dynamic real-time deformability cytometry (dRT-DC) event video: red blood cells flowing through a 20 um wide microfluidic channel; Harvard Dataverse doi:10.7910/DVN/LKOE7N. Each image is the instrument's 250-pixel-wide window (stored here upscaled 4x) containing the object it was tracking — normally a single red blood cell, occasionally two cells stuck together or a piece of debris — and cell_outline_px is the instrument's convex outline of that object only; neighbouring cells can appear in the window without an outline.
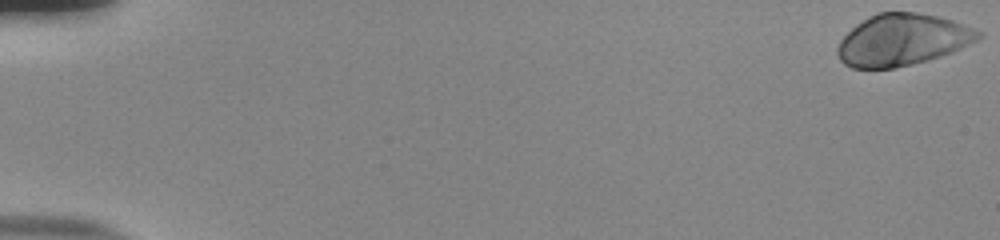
{"species": "human", "species_latin": "Homo sapiens", "temperature_condition": "room temperature", "stored_images_in_passage": 53, "camera_frame_rate_fps": 3000, "um_per_image_px": 0.085, "donor": {"sex": "male"}, "frame": {"image": 1, "passage_image": 1, "time_ms": 0.0, "image_size_px": [1000, 240], "cell_outline_px": [[984, 36], [952, 52], [928, 60], [896, 68], [852, 68], [844, 64], [840, 60], [836, 52], [836, 48], [840, 40], [856, 24], [868, 16], [876, 12], [916, 12], [936, 16], [952, 20], [964, 24], [984, 32]], "centroid_in_image_um": [76.69, 3.38], "position_along_channel_um": 8.3, "area_um2": 42.48}}
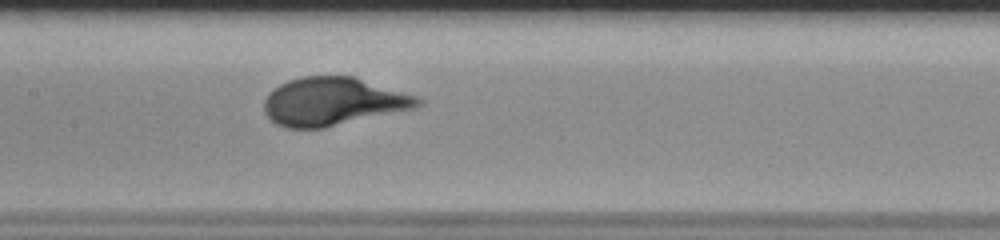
{"frame": {"image": 2, "passage_image": 29, "time_ms": 9.333, "image_size_px": [1000, 240], "cell_outline_px": [[424, 104], [412, 108], [324, 128], [284, 128], [276, 124], [264, 112], [264, 100], [268, 92], [280, 84], [288, 80], [300, 76], [352, 76], [416, 96], [424, 100]], "centroid_in_image_um": [28.25, 8.63], "position_along_channel_um": 179.1, "area_um2": 42.83}}
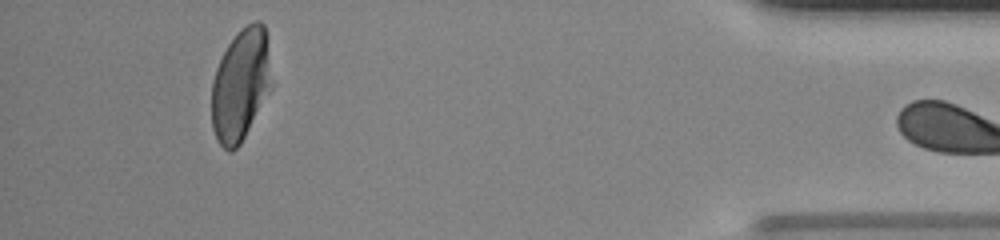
{"frame": {"image": 3, "passage_image": 52, "time_ms": 17.0, "image_size_px": [1000, 240], "cell_outline_px": [[272, 88], [240, 144], [232, 152], [228, 152], [216, 140], [212, 128], [212, 80], [216, 68], [228, 44], [248, 24], [256, 20], [260, 20], [264, 24], [272, 84]], "centroid_in_image_um": [20.44, 7.26], "position_along_channel_um": 414.8, "area_um2": 38.78}}